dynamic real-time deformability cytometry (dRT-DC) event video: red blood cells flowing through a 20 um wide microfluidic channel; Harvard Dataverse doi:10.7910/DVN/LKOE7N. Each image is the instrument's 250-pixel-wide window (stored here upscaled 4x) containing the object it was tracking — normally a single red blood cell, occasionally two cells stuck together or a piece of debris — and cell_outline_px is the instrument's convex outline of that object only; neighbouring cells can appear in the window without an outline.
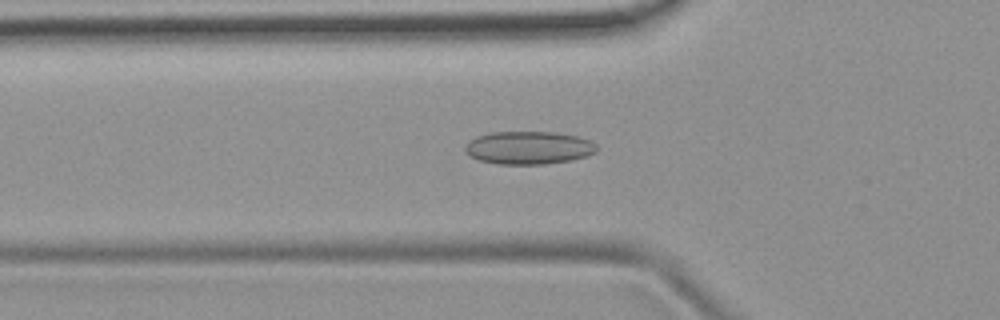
{"species": "common noctule bat (a hibernating species)", "species_latin": "Nyctalus noctula", "temperature_condition": "room temperature", "stored_images_in_passage": 36, "camera_frame_rate_fps": 3000, "um_per_image_px": 0.085, "animal": {"sex": "female", "body_mass_g": 19.9}, "frame": {"image": 1, "passage_image": 3, "time_ms": 0.667, "image_size_px": [1000, 320], "cell_outline_px": [[596, 152], [588, 156], [572, 160], [544, 164], [496, 164], [480, 160], [472, 156], [464, 148], [468, 140], [476, 136], [492, 132], [556, 132], [576, 136], [592, 140], [596, 144]], "centroid_in_image_um": [44.96, 12.55], "position_along_channel_um": 80.8, "area_um2": 25.37}}
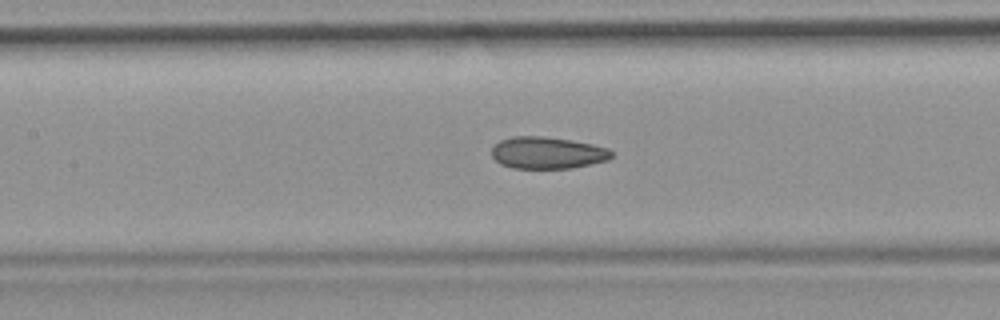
{"frame": {"image": 2, "passage_image": 9, "time_ms": 2.667, "image_size_px": [1000, 320], "cell_outline_px": [[612, 156], [608, 160], [572, 168], [512, 168], [500, 164], [492, 156], [492, 148], [500, 140], [512, 136], [544, 136], [592, 144], [608, 148], [612, 152]], "centroid_in_image_um": [46.51, 12.99], "position_along_channel_um": 160.9, "area_um2": 22.2}}
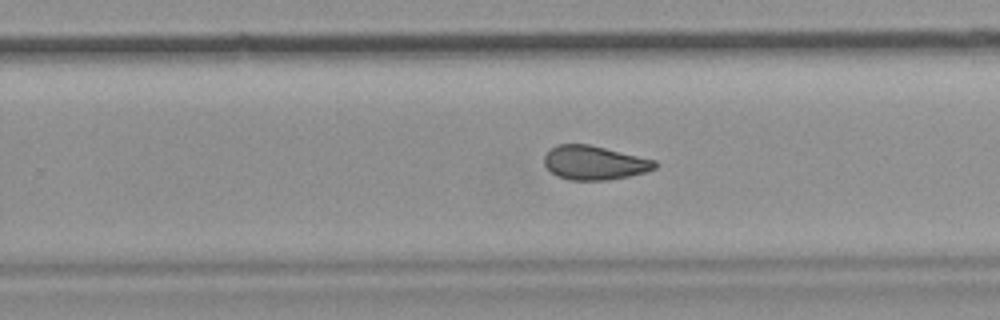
{"frame": {"image": 3, "passage_image": 18, "time_ms": 5.667, "image_size_px": [1000, 320], "cell_outline_px": [[660, 164], [656, 168], [644, 172], [628, 176], [608, 180], [568, 180], [556, 176], [544, 164], [544, 156], [552, 148], [560, 144], [588, 144], [656, 160]], "centroid_in_image_um": [50.54, 13.84], "position_along_channel_um": 279.3, "area_um2": 21.85}, "authors_computed_cell_mechanics": {"area_um2": 22.5709, "velocity_mm_per_s": 3.9732, "shape_relaxation_time_tau1_ms": null, "shape_relaxation_time_tau2_ms": 2.07, "deformation_change_tau1": null, "deformation_change_tau2": 0.0734}}